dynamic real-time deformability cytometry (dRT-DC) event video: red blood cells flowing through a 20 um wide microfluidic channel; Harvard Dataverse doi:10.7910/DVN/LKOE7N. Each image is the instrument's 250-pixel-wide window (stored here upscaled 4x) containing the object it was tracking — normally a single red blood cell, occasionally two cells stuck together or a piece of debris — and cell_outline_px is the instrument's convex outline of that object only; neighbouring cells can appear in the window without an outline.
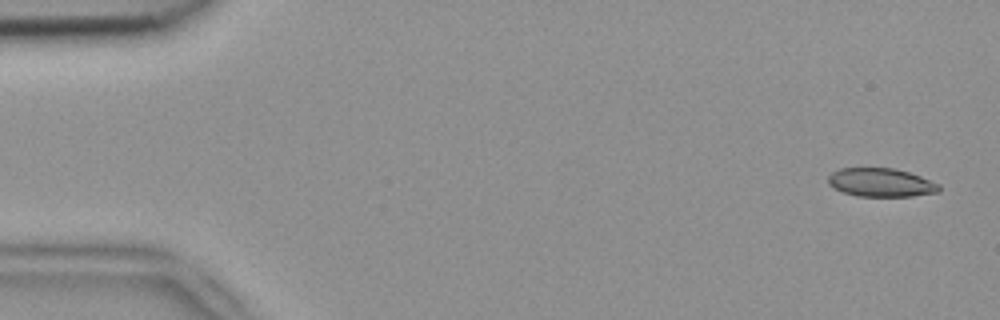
{"species": "common noctule bat (a hibernating species)", "species_latin": "Nyctalus noctula", "temperature_condition": "room temperature", "stored_images_in_passage": 4, "camera_frame_rate_fps": 3000, "um_per_image_px": 0.085, "animal": {"sex": "female", "body_mass_g": 18.4}, "frame": {"image": 1, "passage_image": 1, "time_ms": 0.0, "image_size_px": [1000, 320], "cell_outline_px": [[940, 192], [912, 196], [856, 196], [832, 188], [828, 184], [828, 176], [832, 172], [840, 168], [896, 168], [920, 176], [940, 184]], "centroid_in_image_um": [74.87, 15.51], "position_along_channel_um": 10.1, "area_um2": 18.55}}
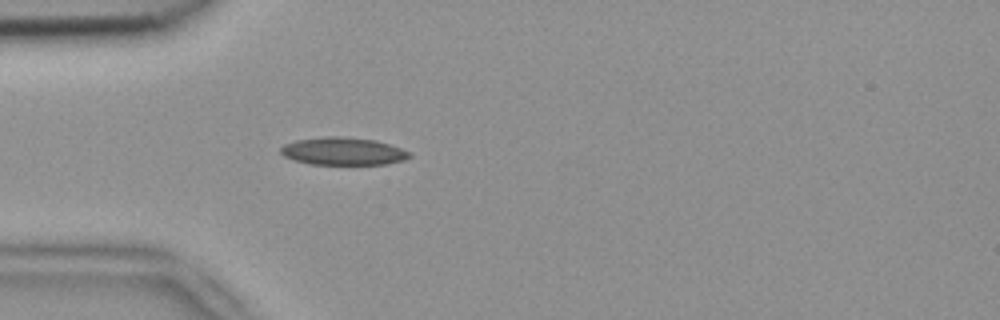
{"frame": {"image": 2, "passage_image": 4, "time_ms": 1.0, "image_size_px": [1000, 320], "cell_outline_px": [[412, 156], [404, 160], [388, 164], [308, 164], [284, 156], [280, 152], [280, 148], [284, 144], [296, 140], [324, 136], [340, 136], [376, 140], [412, 152]], "centroid_in_image_um": [29.18, 12.85], "position_along_channel_um": 55.8, "area_um2": 20.81}}